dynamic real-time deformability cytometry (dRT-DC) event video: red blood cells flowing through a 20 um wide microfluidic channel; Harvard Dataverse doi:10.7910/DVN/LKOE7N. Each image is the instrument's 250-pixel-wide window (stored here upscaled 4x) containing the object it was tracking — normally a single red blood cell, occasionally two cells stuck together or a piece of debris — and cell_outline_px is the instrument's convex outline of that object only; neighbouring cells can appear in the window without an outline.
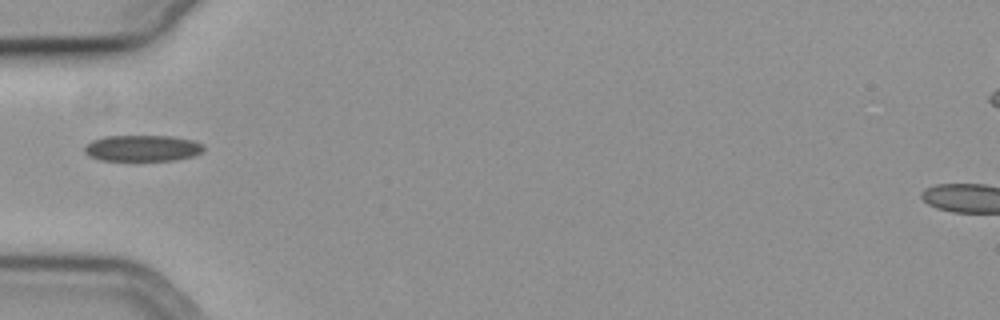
{"species": "common noctule bat (a hibernating species)", "species_latin": "Nyctalus noctula", "temperature_condition": "cold", "stored_images_in_passage": 25, "camera_frame_rate_fps": 3000, "um_per_image_px": 0.085, "animal": {"sex": "female", "body_mass_g": 19.3, "forearm_length_mm": 54.1}, "frame": {"image": 1, "passage_image": 1, "time_ms": 0.0, "image_size_px": [1000, 320], "cell_outline_px": [[204, 148], [200, 152], [192, 156], [176, 160], [100, 160], [88, 156], [84, 152], [84, 148], [92, 140], [104, 136], [172, 136], [192, 140], [204, 144]], "centroid_in_image_um": [12.09, 12.59], "position_along_channel_um": 72.9, "area_um2": 18.15}}
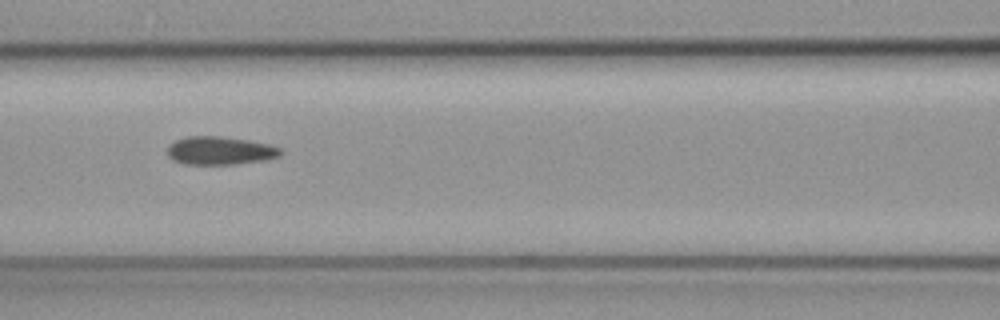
{"frame": {"image": 2, "passage_image": 7, "time_ms": 2.0, "image_size_px": [1000, 320], "cell_outline_px": [[284, 152], [280, 156], [264, 160], [232, 164], [184, 164], [172, 160], [168, 156], [168, 144], [176, 140], [188, 136], [220, 136], [248, 140], [268, 144], [280, 148]], "centroid_in_image_um": [18.69, 12.8], "position_along_channel_um": 147.9, "area_um2": 18.61}}
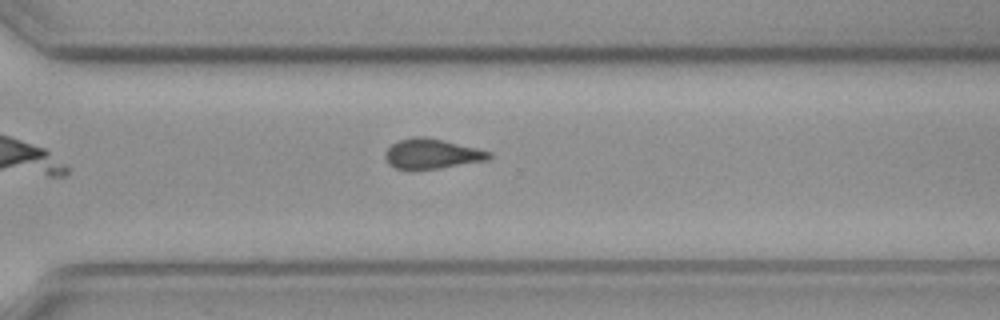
{"frame": {"image": 3, "passage_image": 22, "time_ms": 7.0, "image_size_px": [1000, 320], "cell_outline_px": [[492, 156], [488, 160], [440, 168], [408, 172], [396, 168], [388, 164], [384, 156], [384, 152], [392, 144], [400, 140], [416, 136], [424, 136], [444, 140], [492, 152]], "centroid_in_image_um": [36.67, 13.1], "position_along_channel_um": 333.9, "area_um2": 18.55}, "authors_computed_cell_mechanics": {"area_um2": 18.5538, "velocity_mm_per_s": 3.7284, "shape_relaxation_time_tau1_ms": null, "shape_relaxation_time_tau2_ms": 6.6658, "deformation_change_tau1": null, "deformation_change_tau2": 0.1044}}